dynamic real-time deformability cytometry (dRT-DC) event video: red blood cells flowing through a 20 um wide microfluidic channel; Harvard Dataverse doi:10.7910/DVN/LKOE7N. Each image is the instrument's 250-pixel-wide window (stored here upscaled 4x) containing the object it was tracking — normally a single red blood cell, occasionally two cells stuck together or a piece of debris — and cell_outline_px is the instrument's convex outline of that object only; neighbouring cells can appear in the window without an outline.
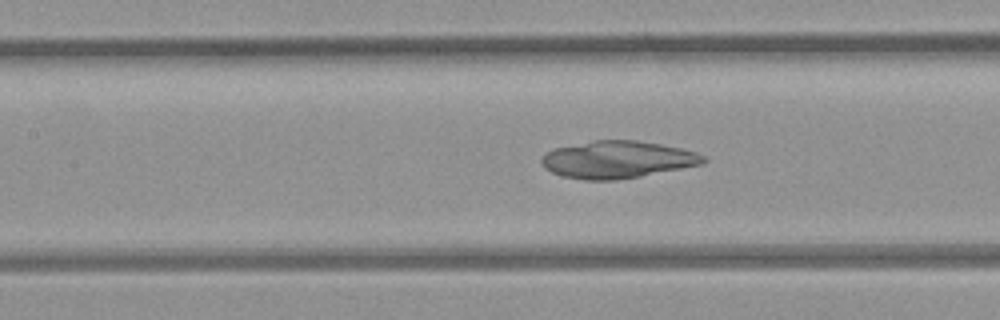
{"species": "common noctule bat (a hibernating species)", "species_latin": "Nyctalus noctula", "temperature_condition": "room temperature", "stored_images_in_passage": 52, "camera_frame_rate_fps": 3000, "um_per_image_px": 0.085, "animal": {"sex": "female", "body_mass_g": 21.9}, "frame": {"image": 1, "passage_image": 23, "time_ms": 7.333, "image_size_px": [1000, 320], "cell_outline_px": [[708, 160], [704, 164], [640, 176], [616, 180], [584, 180], [560, 176], [544, 168], [540, 164], [540, 160], [548, 152], [556, 148], [596, 140], [636, 140], [660, 144], [680, 148], [696, 152], [704, 156]], "centroid_in_image_um": [52.49, 13.57], "position_along_channel_um": 154.9, "area_um2": 35.03}}
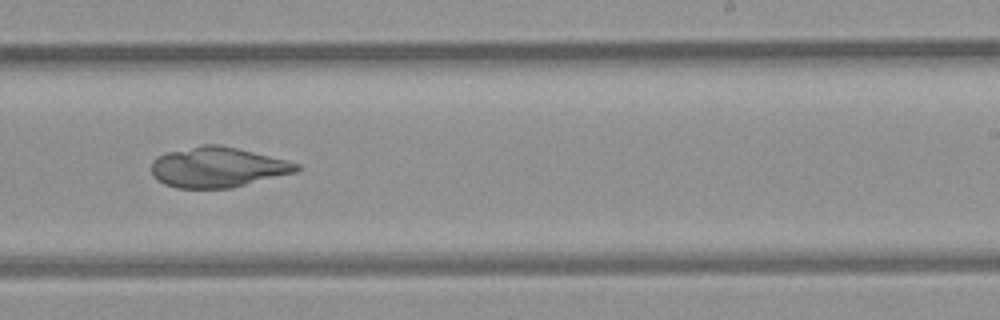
{"frame": {"image": 2, "passage_image": 32, "time_ms": 10.333, "image_size_px": [1000, 320], "cell_outline_px": [[300, 168], [296, 172], [232, 188], [176, 188], [164, 184], [156, 180], [152, 176], [152, 160], [156, 156], [168, 152], [204, 144], [216, 144], [236, 148], [288, 160], [300, 164]], "centroid_in_image_um": [18.48, 14.22], "position_along_channel_um": 270.5, "area_um2": 34.1}}
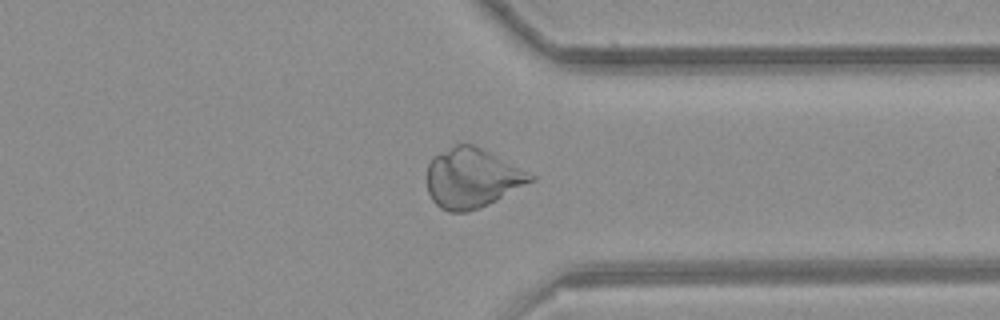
{"frame": {"image": 3, "passage_image": 40, "time_ms": 13.0, "image_size_px": [1000, 320], "cell_outline_px": [[536, 180], [480, 208], [468, 212], [448, 212], [440, 208], [432, 200], [428, 192], [428, 164], [432, 156], [456, 144], [472, 144], [536, 176]], "centroid_in_image_um": [40.1, 15.16], "position_along_channel_um": 371.3, "area_um2": 35.66}}